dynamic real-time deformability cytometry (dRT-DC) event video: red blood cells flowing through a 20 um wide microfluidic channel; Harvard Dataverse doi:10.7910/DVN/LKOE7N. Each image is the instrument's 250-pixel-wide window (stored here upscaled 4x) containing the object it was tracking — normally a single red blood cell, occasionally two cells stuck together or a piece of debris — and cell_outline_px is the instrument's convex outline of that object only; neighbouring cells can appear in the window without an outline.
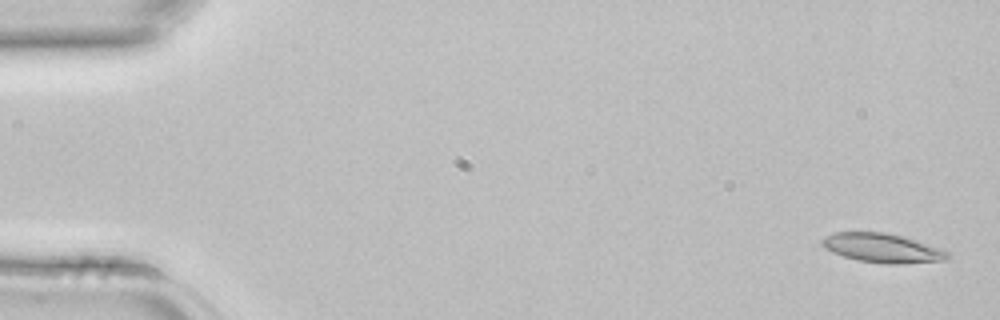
{"species": "common noctule bat (a hibernating species)", "species_latin": "Nyctalus noctula", "temperature_condition": "room temperature", "stored_images_in_passage": 3, "camera_frame_rate_fps": 3000, "um_per_image_px": 0.085, "animal": {"sex": "female", "body_mass_g": 22.7, "forearm_length_mm": 54.2}, "frame": {"image": 1, "passage_image": 1, "time_ms": 0.0, "image_size_px": [1000, 320], "cell_outline_px": [[952, 256], [944, 260], [904, 264], [884, 264], [856, 260], [832, 252], [824, 248], [820, 244], [820, 240], [836, 232], [888, 232], [904, 236], [944, 248]], "centroid_in_image_um": [75.05, 21.08], "position_along_channel_um": 9.9, "area_um2": 21.73}}
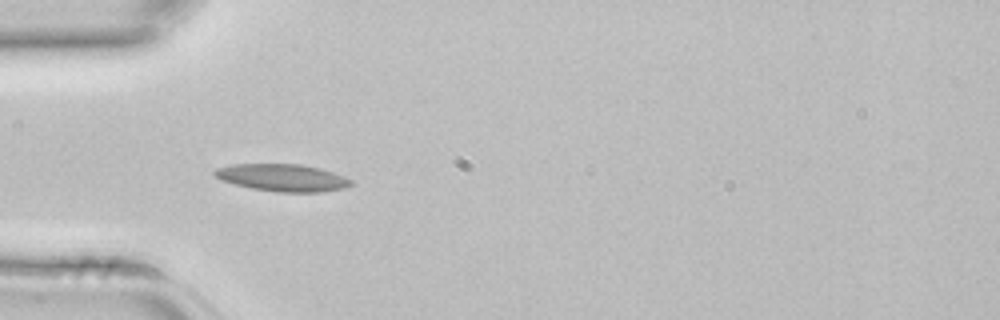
{"frame": {"image": 2, "passage_image": 3, "time_ms": 0.667, "image_size_px": [1000, 320], "cell_outline_px": [[356, 184], [344, 188], [320, 192], [276, 192], [252, 188], [220, 180], [212, 172], [216, 168], [232, 164], [300, 164], [320, 168], [344, 176], [352, 180]], "centroid_in_image_um": [24.03, 15.1], "position_along_channel_um": 61.0, "area_um2": 21.73}}